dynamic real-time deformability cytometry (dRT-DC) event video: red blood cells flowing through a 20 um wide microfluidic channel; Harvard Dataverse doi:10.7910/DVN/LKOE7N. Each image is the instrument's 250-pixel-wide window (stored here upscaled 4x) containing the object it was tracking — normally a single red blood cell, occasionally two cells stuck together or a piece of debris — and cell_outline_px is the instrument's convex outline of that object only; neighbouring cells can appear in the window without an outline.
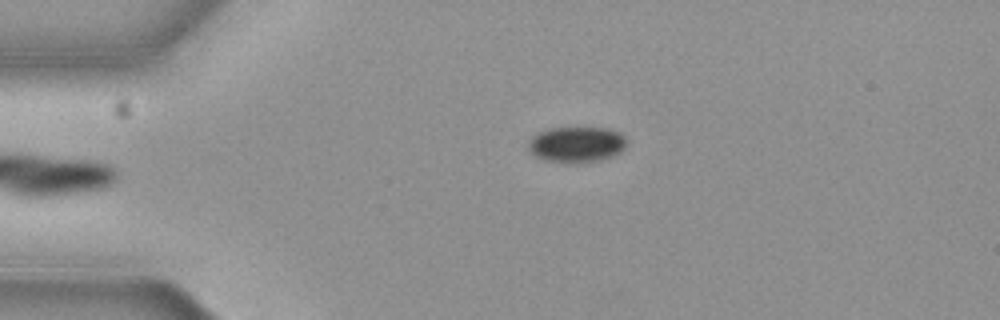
{"species": "common noctule bat (a hibernating species)", "species_latin": "Nyctalus noctula", "temperature_condition": "cold", "stored_images_in_passage": 2, "camera_frame_rate_fps": 3000, "um_per_image_px": 0.085, "animal": {"sex": "female", "body_mass_g": 19.3, "forearm_length_mm": 54.1}, "frame": {"image": 1, "passage_image": 1, "time_ms": 0.0, "image_size_px": [1000, 320], "cell_outline_px": [[628, 144], [620, 152], [612, 156], [592, 160], [548, 160], [536, 156], [528, 148], [528, 140], [532, 136], [540, 132], [552, 128], [604, 128], [620, 132], [624, 136]], "centroid_in_image_um": [49.03, 12.22], "position_along_channel_um": 36.0, "area_um2": 19.59}}